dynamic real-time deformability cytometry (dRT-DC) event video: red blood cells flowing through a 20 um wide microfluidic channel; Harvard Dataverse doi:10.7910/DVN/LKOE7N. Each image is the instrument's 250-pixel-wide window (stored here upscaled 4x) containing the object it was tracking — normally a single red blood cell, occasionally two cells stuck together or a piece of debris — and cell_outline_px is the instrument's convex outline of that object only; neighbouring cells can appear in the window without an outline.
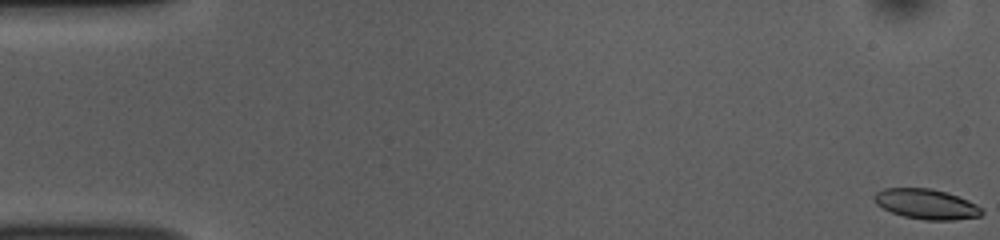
{"species": "common noctule bat (a hibernating species)", "species_latin": "Nyctalus noctula", "temperature_condition": "room temperature", "stored_images_in_passage": 53, "camera_frame_rate_fps": 3000, "um_per_image_px": 0.085, "animal": {"sex": "female", "body_mass_g": 10.0, "forearm_length_mm": 53.1}, "frame": {"image": 1, "passage_image": 1, "time_ms": 0.0, "image_size_px": [1000, 240], "cell_outline_px": [[984, 212], [980, 216], [956, 220], [924, 220], [904, 216], [892, 212], [876, 204], [872, 196], [876, 192], [884, 188], [932, 188], [948, 192], [968, 200], [976, 204]], "centroid_in_image_um": [78.74, 17.34], "position_along_channel_um": 6.3, "area_um2": 18.96}}
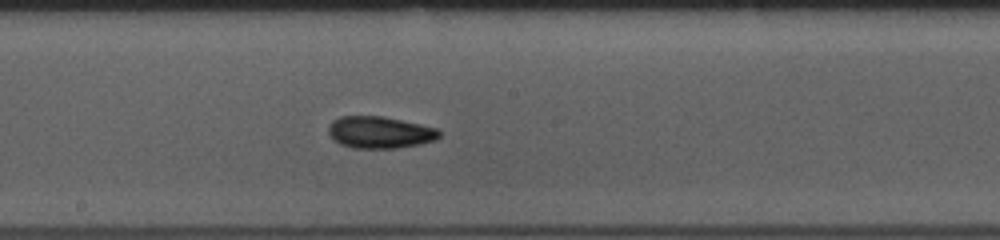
{"frame": {"image": 2, "passage_image": 29, "time_ms": 9.333, "image_size_px": [1000, 240], "cell_outline_px": [[440, 136], [436, 140], [420, 144], [396, 148], [352, 148], [340, 144], [332, 140], [328, 132], [328, 128], [332, 120], [340, 116], [384, 116], [420, 124], [436, 128], [440, 132]], "centroid_in_image_um": [32.25, 11.25], "position_along_channel_um": 215.9, "area_um2": 20.75}}
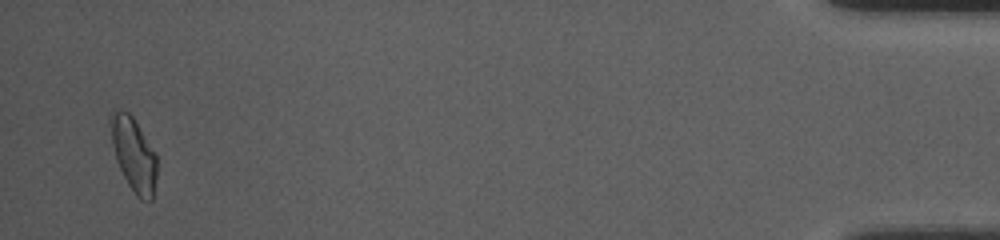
{"frame": {"image": 3, "passage_image": 52, "time_ms": 17.0, "image_size_px": [1000, 240], "cell_outline_px": [[156, 180], [152, 200], [140, 200], [136, 196], [128, 184], [116, 160], [112, 144], [108, 116], [112, 108], [124, 108], [132, 116], [156, 152]], "centroid_in_image_um": [11.33, 13.05], "position_along_channel_um": 423.9, "area_um2": 20.29}, "authors_computed_cell_mechanics": {"area_um2": 19.7676, "velocity_mm_per_s": 3.7845, "shape_relaxation_time_tau1_ms": 3.8791, "shape_relaxation_time_tau2_ms": 2.8837, "deformation_change_tau1": 0.0942, "deformation_change_tau2": 0.0861}}